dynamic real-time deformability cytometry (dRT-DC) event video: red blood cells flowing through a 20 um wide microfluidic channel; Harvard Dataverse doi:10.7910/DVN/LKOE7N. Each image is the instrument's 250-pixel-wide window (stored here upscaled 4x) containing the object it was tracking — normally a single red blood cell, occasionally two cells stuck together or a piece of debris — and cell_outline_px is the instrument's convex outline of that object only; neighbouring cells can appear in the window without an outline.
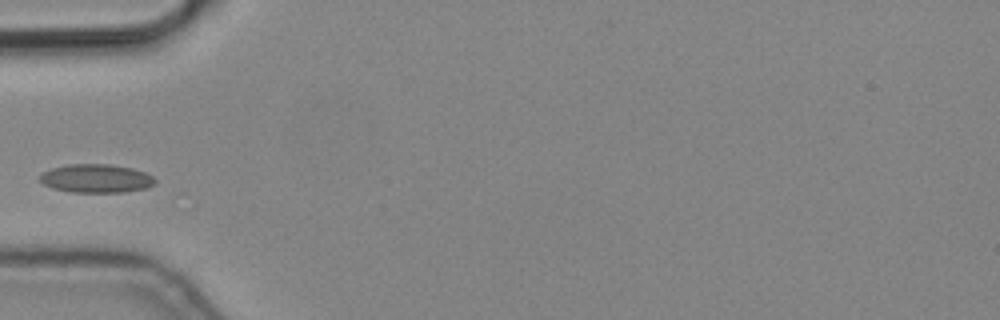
{"species": "common noctule bat (a hibernating species)", "species_latin": "Nyctalus noctula", "temperature_condition": "cold", "stored_images_in_passage": 6, "camera_frame_rate_fps": 3000, "um_per_image_px": 0.085, "animal": {"sex": "male", "body_mass_g": 19.2, "forearm_length_mm": 51.8}, "frame": {"image": 1, "passage_image": 3, "time_ms": 0.667, "image_size_px": [1000, 320], "cell_outline_px": [[156, 184], [144, 188], [124, 192], [72, 192], [52, 188], [44, 184], [40, 180], [40, 176], [44, 172], [52, 168], [68, 164], [108, 164], [132, 168], [144, 172], [152, 176], [156, 180]], "centroid_in_image_um": [8.18, 15.17], "position_along_channel_um": 76.8, "area_um2": 19.02}}
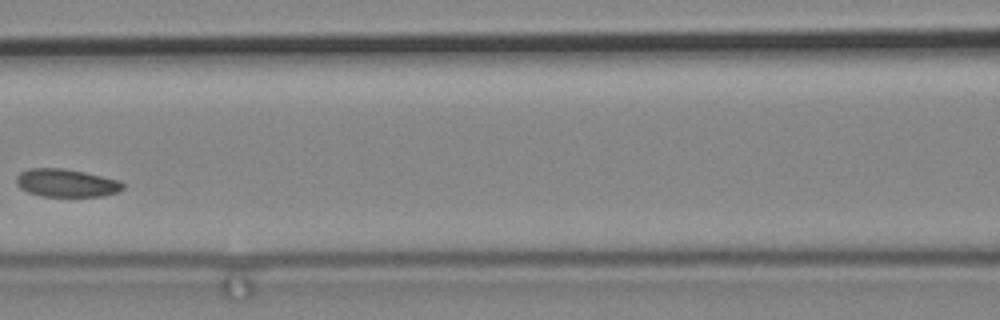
{"frame": {"image": 2, "passage_image": 5, "time_ms": 1.333, "image_size_px": [1000, 320], "cell_outline_px": [[124, 188], [116, 192], [104, 196], [40, 196], [28, 192], [20, 188], [16, 184], [16, 176], [20, 172], [28, 168], [64, 168], [84, 172], [120, 180], [124, 184]], "centroid_in_image_um": [5.62, 15.55], "position_along_channel_um": 161.0, "area_um2": 17.46}}
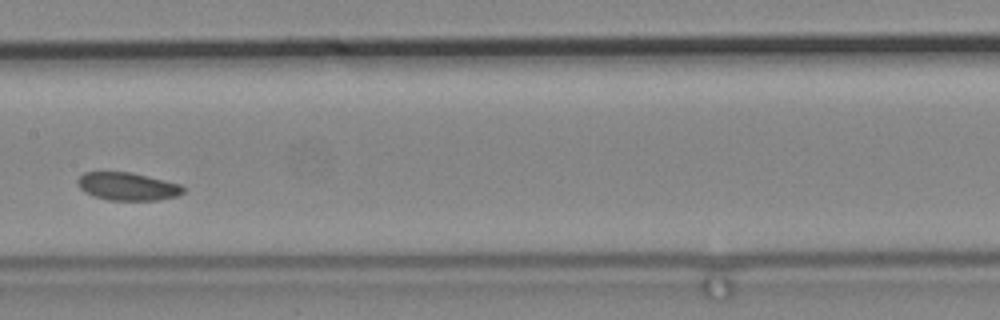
{"frame": {"image": 3, "passage_image": 6, "time_ms": 1.667, "image_size_px": [1000, 320], "cell_outline_px": [[184, 192], [176, 196], [156, 200], [108, 200], [92, 196], [84, 192], [76, 184], [76, 180], [84, 172], [132, 172], [180, 184], [184, 188]], "centroid_in_image_um": [10.8, 15.84], "position_along_channel_um": 196.6, "area_um2": 17.22}}